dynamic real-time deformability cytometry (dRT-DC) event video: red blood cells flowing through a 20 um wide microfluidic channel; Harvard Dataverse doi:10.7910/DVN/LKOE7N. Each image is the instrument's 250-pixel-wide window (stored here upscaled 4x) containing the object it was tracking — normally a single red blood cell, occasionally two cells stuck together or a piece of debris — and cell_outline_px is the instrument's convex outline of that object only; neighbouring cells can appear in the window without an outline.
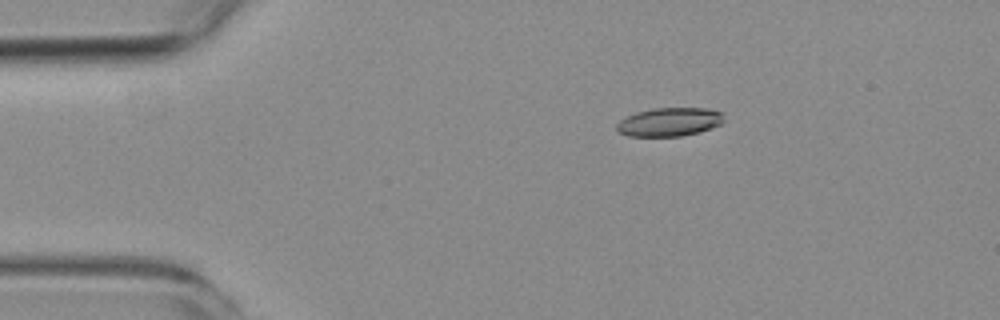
{"species": "common noctule bat (a hibernating species)", "species_latin": "Nyctalus noctula", "temperature_condition": "room temperature", "stored_images_in_passage": 5, "camera_frame_rate_fps": 3000, "um_per_image_px": 0.085, "animal": {"sex": "female", "body_mass_g": 19.3, "forearm_length_mm": 54.1}, "frame": {"image": 1, "passage_image": 2, "time_ms": 1.0, "image_size_px": [1000, 320], "cell_outline_px": [[724, 120], [720, 124], [712, 128], [700, 132], [680, 136], [628, 136], [620, 132], [616, 128], [616, 124], [620, 120], [636, 112], [652, 108], [704, 108], [724, 112]], "centroid_in_image_um": [56.93, 10.36], "position_along_channel_um": 28.1, "area_um2": 17.92}}
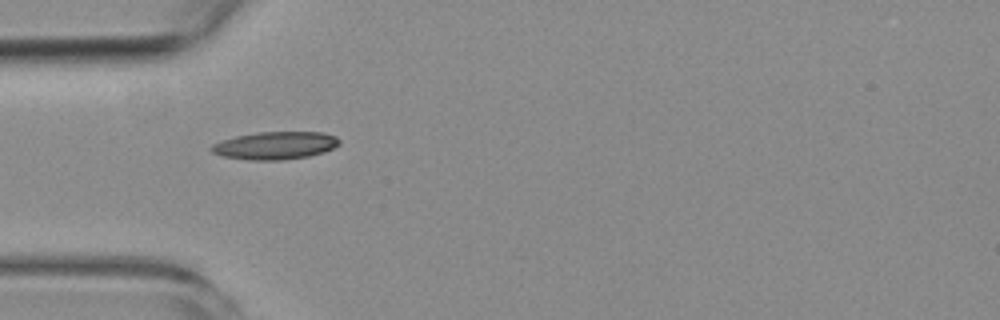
{"frame": {"image": 2, "passage_image": 4, "time_ms": 3.333, "image_size_px": [1000, 320], "cell_outline_px": [[340, 144], [324, 152], [308, 156], [284, 160], [248, 160], [224, 156], [212, 152], [208, 148], [212, 144], [236, 136], [256, 132], [324, 132], [336, 136], [340, 140]], "centroid_in_image_um": [23.41, 12.36], "position_along_channel_um": 61.6, "area_um2": 20.69}}